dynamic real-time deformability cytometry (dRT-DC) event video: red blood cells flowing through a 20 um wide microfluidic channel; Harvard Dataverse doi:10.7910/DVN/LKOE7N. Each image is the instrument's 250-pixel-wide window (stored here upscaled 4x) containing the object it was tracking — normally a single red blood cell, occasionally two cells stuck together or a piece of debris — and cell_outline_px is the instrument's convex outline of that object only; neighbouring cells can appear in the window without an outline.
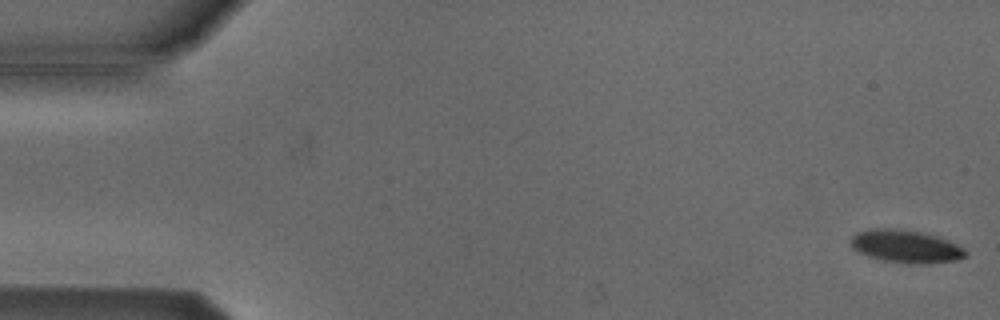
{"species": "Egyptian fruit bat (a non-hibernating species)", "species_latin": "Rousettus aegyptiacus", "temperature_condition": "cold", "stored_images_in_passage": 53, "camera_frame_rate_fps": 3000, "um_per_image_px": 0.085, "animal": {"sex": "male"}, "frame": {"image": 1, "passage_image": 1, "time_ms": 0.0, "image_size_px": [1000, 320], "cell_outline_px": [[968, 256], [956, 260], [920, 264], [908, 264], [884, 260], [868, 256], [856, 252], [852, 248], [852, 236], [856, 232], [872, 228], [900, 228], [920, 232], [936, 236], [948, 240], [964, 248], [968, 252]], "centroid_in_image_um": [76.99, 20.94], "position_along_channel_um": 8.0, "area_um2": 22.08}}
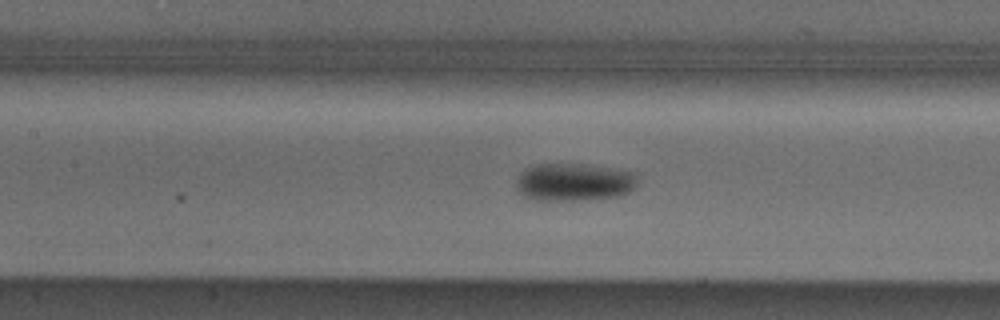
{"frame": {"image": 2, "passage_image": 24, "time_ms": 7.667, "image_size_px": [1000, 320], "cell_outline_px": [[636, 184], [628, 192], [616, 196], [580, 200], [528, 200], [516, 188], [516, 180], [520, 172], [524, 168], [536, 164], [580, 164], [636, 172]], "centroid_in_image_um": [48.71, 15.48], "position_along_channel_um": 158.7, "area_um2": 26.65}}
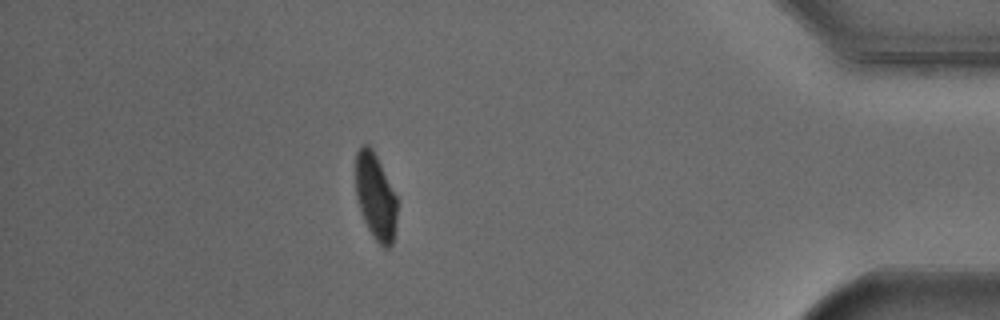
{"frame": {"image": 3, "passage_image": 47, "time_ms": 15.333, "image_size_px": [1000, 320], "cell_outline_px": [[396, 228], [392, 244], [388, 248], [384, 248], [372, 236], [360, 212], [356, 196], [356, 152], [360, 144], [368, 144], [372, 148], [396, 196]], "centroid_in_image_um": [31.9, 16.72], "position_along_channel_um": 403.3, "area_um2": 20.75}, "authors_computed_cell_mechanics": {"area_um2": 22.9466, "velocity_mm_per_s": 3.8139, "shape_relaxation_time_tau1_ms": 4.4329, "shape_relaxation_time_tau2_ms": null, "deformation_change_tau1": 0.1265, "deformation_change_tau2": null}}